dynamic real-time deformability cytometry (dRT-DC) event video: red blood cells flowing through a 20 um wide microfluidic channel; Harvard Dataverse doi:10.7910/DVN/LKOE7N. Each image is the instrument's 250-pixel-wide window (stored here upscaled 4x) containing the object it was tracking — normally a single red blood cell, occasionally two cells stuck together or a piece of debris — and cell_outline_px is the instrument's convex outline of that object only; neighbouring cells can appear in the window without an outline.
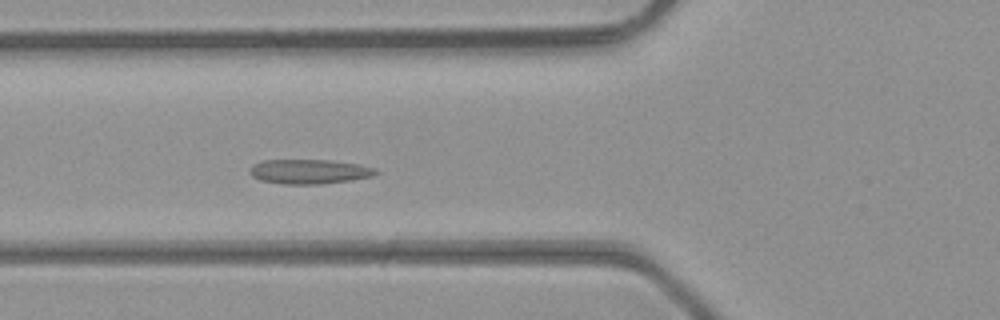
{"species": "common noctule bat (a hibernating species)", "species_latin": "Nyctalus noctula", "temperature_condition": "room temperature", "stored_images_in_passage": 5, "camera_frame_rate_fps": 3000, "um_per_image_px": 0.085, "animal": {"sex": "male", "body_mass_g": 23.1, "forearm_length_mm": 52.7}, "frame": {"image": 1, "passage_image": 5, "time_ms": 1.333, "image_size_px": [1000, 320], "cell_outline_px": [[380, 172], [372, 176], [352, 180], [324, 184], [284, 184], [260, 180], [252, 176], [248, 172], [252, 164], [264, 160], [328, 160], [356, 164], [372, 168]], "centroid_in_image_um": [26.24, 14.59], "position_along_channel_um": 99.6, "area_um2": 17.98}}